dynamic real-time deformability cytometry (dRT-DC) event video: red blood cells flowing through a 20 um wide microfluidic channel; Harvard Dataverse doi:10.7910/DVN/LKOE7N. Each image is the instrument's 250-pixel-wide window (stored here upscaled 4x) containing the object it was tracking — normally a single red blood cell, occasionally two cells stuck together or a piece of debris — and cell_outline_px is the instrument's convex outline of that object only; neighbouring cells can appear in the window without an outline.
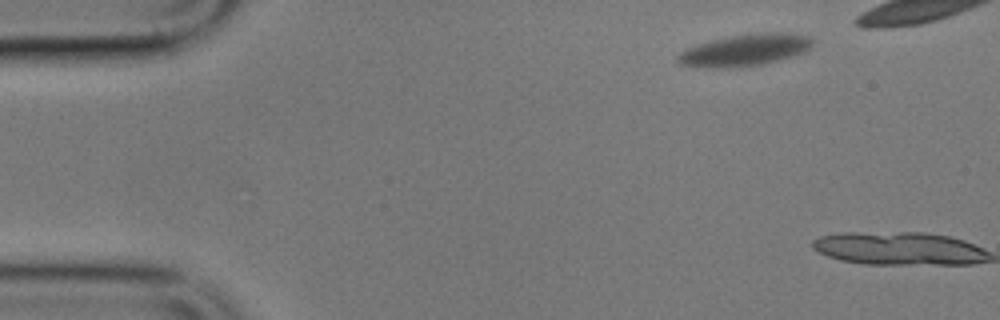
{"species": "common noctule bat (a hibernating species)", "species_latin": "Nyctalus noctula", "temperature_condition": "cold", "stored_images_in_passage": 2, "camera_frame_rate_fps": 3000, "um_per_image_px": 0.085, "animal": {"sex": "male", "body_mass_g": 17.9}, "frame": {"image": 1, "passage_image": 2, "time_ms": 2.0, "image_size_px": [1000, 320], "cell_outline_px": [[812, 48], [804, 52], [792, 56], [760, 64], [732, 68], [708, 68], [680, 64], [676, 60], [676, 56], [680, 52], [688, 48], [712, 40], [732, 36], [768, 32], [780, 32], [812, 36]], "centroid_in_image_um": [63.33, 4.26], "position_along_channel_um": 21.7, "area_um2": 24.68}}